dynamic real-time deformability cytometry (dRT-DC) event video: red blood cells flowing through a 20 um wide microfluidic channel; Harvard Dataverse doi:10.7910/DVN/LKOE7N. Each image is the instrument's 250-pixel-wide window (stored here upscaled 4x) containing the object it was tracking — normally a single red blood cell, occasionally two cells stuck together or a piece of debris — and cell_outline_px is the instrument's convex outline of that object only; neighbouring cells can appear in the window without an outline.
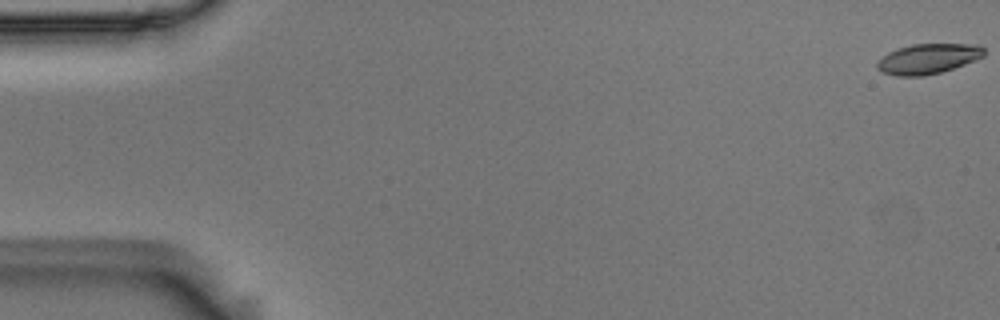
{"species": "Egyptian fruit bat (a non-hibernating species)", "species_latin": "Rousettus aegyptiacus", "temperature_condition": "room temperature", "stored_images_in_passage": 6, "camera_frame_rate_fps": 3000, "um_per_image_px": 0.085, "animal": {"sex": "male"}, "frame": {"image": 1, "passage_image": 1, "time_ms": 0.0, "image_size_px": [1000, 320], "cell_outline_px": [[984, 56], [964, 64], [940, 72], [924, 76], [896, 76], [884, 72], [876, 68], [876, 60], [888, 52], [896, 48], [912, 44], [980, 44], [984, 48]], "centroid_in_image_um": [78.84, 4.98], "position_along_channel_um": 6.2, "area_um2": 18.84}}